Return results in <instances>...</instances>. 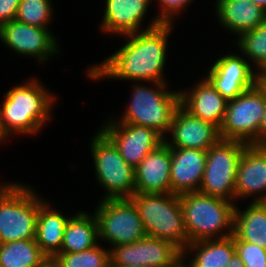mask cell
I'll use <instances>...</instances> for the list:
<instances>
[{"instance_id": "cell-1", "label": "cell", "mask_w": 266, "mask_h": 267, "mask_svg": "<svg viewBox=\"0 0 266 267\" xmlns=\"http://www.w3.org/2000/svg\"><path fill=\"white\" fill-rule=\"evenodd\" d=\"M174 24L122 36V46L100 63L90 65L87 77L93 81L107 79L134 82H167L164 71L167 62L169 36Z\"/></svg>"}, {"instance_id": "cell-2", "label": "cell", "mask_w": 266, "mask_h": 267, "mask_svg": "<svg viewBox=\"0 0 266 267\" xmlns=\"http://www.w3.org/2000/svg\"><path fill=\"white\" fill-rule=\"evenodd\" d=\"M23 82L9 89L0 103L3 124L10 136L39 134L51 120L57 99L35 77Z\"/></svg>"}, {"instance_id": "cell-3", "label": "cell", "mask_w": 266, "mask_h": 267, "mask_svg": "<svg viewBox=\"0 0 266 267\" xmlns=\"http://www.w3.org/2000/svg\"><path fill=\"white\" fill-rule=\"evenodd\" d=\"M132 85L130 100L123 115L110 118L118 123L150 127L165 138L175 110L180 105V90H170L167 82L140 81Z\"/></svg>"}, {"instance_id": "cell-4", "label": "cell", "mask_w": 266, "mask_h": 267, "mask_svg": "<svg viewBox=\"0 0 266 267\" xmlns=\"http://www.w3.org/2000/svg\"><path fill=\"white\" fill-rule=\"evenodd\" d=\"M190 243L233 235L236 203L199 191L179 195Z\"/></svg>"}, {"instance_id": "cell-5", "label": "cell", "mask_w": 266, "mask_h": 267, "mask_svg": "<svg viewBox=\"0 0 266 267\" xmlns=\"http://www.w3.org/2000/svg\"><path fill=\"white\" fill-rule=\"evenodd\" d=\"M130 199L137 207L146 235L171 242L183 253L190 242L179 195L134 193Z\"/></svg>"}, {"instance_id": "cell-6", "label": "cell", "mask_w": 266, "mask_h": 267, "mask_svg": "<svg viewBox=\"0 0 266 267\" xmlns=\"http://www.w3.org/2000/svg\"><path fill=\"white\" fill-rule=\"evenodd\" d=\"M39 194L17 182L0 184V244L35 239Z\"/></svg>"}, {"instance_id": "cell-7", "label": "cell", "mask_w": 266, "mask_h": 267, "mask_svg": "<svg viewBox=\"0 0 266 267\" xmlns=\"http://www.w3.org/2000/svg\"><path fill=\"white\" fill-rule=\"evenodd\" d=\"M89 145L95 180L105 190L101 199L130 198L135 193V168L125 162L118 148L99 128Z\"/></svg>"}, {"instance_id": "cell-8", "label": "cell", "mask_w": 266, "mask_h": 267, "mask_svg": "<svg viewBox=\"0 0 266 267\" xmlns=\"http://www.w3.org/2000/svg\"><path fill=\"white\" fill-rule=\"evenodd\" d=\"M248 144L220 139L207 150L199 192L236 202L235 180L240 157Z\"/></svg>"}, {"instance_id": "cell-9", "label": "cell", "mask_w": 266, "mask_h": 267, "mask_svg": "<svg viewBox=\"0 0 266 267\" xmlns=\"http://www.w3.org/2000/svg\"><path fill=\"white\" fill-rule=\"evenodd\" d=\"M265 104L266 90L259 82L228 101L225 117L219 128L221 139L259 145V126Z\"/></svg>"}, {"instance_id": "cell-10", "label": "cell", "mask_w": 266, "mask_h": 267, "mask_svg": "<svg viewBox=\"0 0 266 267\" xmlns=\"http://www.w3.org/2000/svg\"><path fill=\"white\" fill-rule=\"evenodd\" d=\"M94 214L99 241L115 245L130 244L146 237L137 207L130 198L101 199Z\"/></svg>"}, {"instance_id": "cell-11", "label": "cell", "mask_w": 266, "mask_h": 267, "mask_svg": "<svg viewBox=\"0 0 266 267\" xmlns=\"http://www.w3.org/2000/svg\"><path fill=\"white\" fill-rule=\"evenodd\" d=\"M0 42L15 54L38 60V64H44L51 56L56 57L62 52L49 28L27 25L16 19L0 26Z\"/></svg>"}, {"instance_id": "cell-12", "label": "cell", "mask_w": 266, "mask_h": 267, "mask_svg": "<svg viewBox=\"0 0 266 267\" xmlns=\"http://www.w3.org/2000/svg\"><path fill=\"white\" fill-rule=\"evenodd\" d=\"M109 250L110 265L175 267L182 260V252L171 242L149 236Z\"/></svg>"}, {"instance_id": "cell-13", "label": "cell", "mask_w": 266, "mask_h": 267, "mask_svg": "<svg viewBox=\"0 0 266 267\" xmlns=\"http://www.w3.org/2000/svg\"><path fill=\"white\" fill-rule=\"evenodd\" d=\"M227 53L212 62L205 77L227 100H233L259 82V73L245 56ZM254 69V70H253Z\"/></svg>"}, {"instance_id": "cell-14", "label": "cell", "mask_w": 266, "mask_h": 267, "mask_svg": "<svg viewBox=\"0 0 266 267\" xmlns=\"http://www.w3.org/2000/svg\"><path fill=\"white\" fill-rule=\"evenodd\" d=\"M100 130L118 148L121 157L136 168L147 154L164 142L155 129L129 123H118L108 118Z\"/></svg>"}, {"instance_id": "cell-15", "label": "cell", "mask_w": 266, "mask_h": 267, "mask_svg": "<svg viewBox=\"0 0 266 267\" xmlns=\"http://www.w3.org/2000/svg\"><path fill=\"white\" fill-rule=\"evenodd\" d=\"M152 0H105L100 30L111 36H124L151 29L162 24L153 17L148 26L142 29Z\"/></svg>"}, {"instance_id": "cell-16", "label": "cell", "mask_w": 266, "mask_h": 267, "mask_svg": "<svg viewBox=\"0 0 266 267\" xmlns=\"http://www.w3.org/2000/svg\"><path fill=\"white\" fill-rule=\"evenodd\" d=\"M168 135L172 138H168ZM220 139L217 126L193 116L180 104L175 110L164 142L169 147L194 148L207 151Z\"/></svg>"}, {"instance_id": "cell-17", "label": "cell", "mask_w": 266, "mask_h": 267, "mask_svg": "<svg viewBox=\"0 0 266 267\" xmlns=\"http://www.w3.org/2000/svg\"><path fill=\"white\" fill-rule=\"evenodd\" d=\"M235 197L236 205L240 198L266 202V145L244 148L237 168Z\"/></svg>"}, {"instance_id": "cell-18", "label": "cell", "mask_w": 266, "mask_h": 267, "mask_svg": "<svg viewBox=\"0 0 266 267\" xmlns=\"http://www.w3.org/2000/svg\"><path fill=\"white\" fill-rule=\"evenodd\" d=\"M171 148V193L182 195L199 190L206 165L207 151Z\"/></svg>"}, {"instance_id": "cell-19", "label": "cell", "mask_w": 266, "mask_h": 267, "mask_svg": "<svg viewBox=\"0 0 266 267\" xmlns=\"http://www.w3.org/2000/svg\"><path fill=\"white\" fill-rule=\"evenodd\" d=\"M171 148L163 142L135 168V193H171Z\"/></svg>"}, {"instance_id": "cell-20", "label": "cell", "mask_w": 266, "mask_h": 267, "mask_svg": "<svg viewBox=\"0 0 266 267\" xmlns=\"http://www.w3.org/2000/svg\"><path fill=\"white\" fill-rule=\"evenodd\" d=\"M196 81L192 89L180 90V104L193 116L221 127L228 101L206 77Z\"/></svg>"}, {"instance_id": "cell-21", "label": "cell", "mask_w": 266, "mask_h": 267, "mask_svg": "<svg viewBox=\"0 0 266 267\" xmlns=\"http://www.w3.org/2000/svg\"><path fill=\"white\" fill-rule=\"evenodd\" d=\"M216 17L221 27L238 37L266 19V12L249 0H216Z\"/></svg>"}, {"instance_id": "cell-22", "label": "cell", "mask_w": 266, "mask_h": 267, "mask_svg": "<svg viewBox=\"0 0 266 267\" xmlns=\"http://www.w3.org/2000/svg\"><path fill=\"white\" fill-rule=\"evenodd\" d=\"M41 198L39 196L35 241L51 261L60 252L65 226L71 216L53 209L49 201Z\"/></svg>"}, {"instance_id": "cell-23", "label": "cell", "mask_w": 266, "mask_h": 267, "mask_svg": "<svg viewBox=\"0 0 266 267\" xmlns=\"http://www.w3.org/2000/svg\"><path fill=\"white\" fill-rule=\"evenodd\" d=\"M235 253L233 234L227 238L189 243L182 253V260L188 267H227Z\"/></svg>"}, {"instance_id": "cell-24", "label": "cell", "mask_w": 266, "mask_h": 267, "mask_svg": "<svg viewBox=\"0 0 266 267\" xmlns=\"http://www.w3.org/2000/svg\"><path fill=\"white\" fill-rule=\"evenodd\" d=\"M99 242L98 222L94 213L78 211L69 218L59 253H74L96 246Z\"/></svg>"}, {"instance_id": "cell-25", "label": "cell", "mask_w": 266, "mask_h": 267, "mask_svg": "<svg viewBox=\"0 0 266 267\" xmlns=\"http://www.w3.org/2000/svg\"><path fill=\"white\" fill-rule=\"evenodd\" d=\"M250 202L243 211L235 206L233 234L266 249V202Z\"/></svg>"}, {"instance_id": "cell-26", "label": "cell", "mask_w": 266, "mask_h": 267, "mask_svg": "<svg viewBox=\"0 0 266 267\" xmlns=\"http://www.w3.org/2000/svg\"><path fill=\"white\" fill-rule=\"evenodd\" d=\"M49 261L35 239L0 244V267H44Z\"/></svg>"}, {"instance_id": "cell-27", "label": "cell", "mask_w": 266, "mask_h": 267, "mask_svg": "<svg viewBox=\"0 0 266 267\" xmlns=\"http://www.w3.org/2000/svg\"><path fill=\"white\" fill-rule=\"evenodd\" d=\"M235 47L253 63L260 74L266 71V19L253 30L242 33L235 38ZM257 67V68H256Z\"/></svg>"}, {"instance_id": "cell-28", "label": "cell", "mask_w": 266, "mask_h": 267, "mask_svg": "<svg viewBox=\"0 0 266 267\" xmlns=\"http://www.w3.org/2000/svg\"><path fill=\"white\" fill-rule=\"evenodd\" d=\"M102 246V247H101ZM51 262L56 267H109L110 250L98 243L84 251L74 253H58Z\"/></svg>"}, {"instance_id": "cell-29", "label": "cell", "mask_w": 266, "mask_h": 267, "mask_svg": "<svg viewBox=\"0 0 266 267\" xmlns=\"http://www.w3.org/2000/svg\"><path fill=\"white\" fill-rule=\"evenodd\" d=\"M53 6L52 0H21L15 19L27 25L49 28L54 13Z\"/></svg>"}, {"instance_id": "cell-30", "label": "cell", "mask_w": 266, "mask_h": 267, "mask_svg": "<svg viewBox=\"0 0 266 267\" xmlns=\"http://www.w3.org/2000/svg\"><path fill=\"white\" fill-rule=\"evenodd\" d=\"M234 245L236 253L245 267H266V249L253 243L242 241L235 235Z\"/></svg>"}, {"instance_id": "cell-31", "label": "cell", "mask_w": 266, "mask_h": 267, "mask_svg": "<svg viewBox=\"0 0 266 267\" xmlns=\"http://www.w3.org/2000/svg\"><path fill=\"white\" fill-rule=\"evenodd\" d=\"M153 2L155 0H152ZM160 3L159 12L156 15L157 19L162 24H175V18L181 14L193 0H156Z\"/></svg>"}, {"instance_id": "cell-32", "label": "cell", "mask_w": 266, "mask_h": 267, "mask_svg": "<svg viewBox=\"0 0 266 267\" xmlns=\"http://www.w3.org/2000/svg\"><path fill=\"white\" fill-rule=\"evenodd\" d=\"M21 0H0V26L16 18Z\"/></svg>"}, {"instance_id": "cell-33", "label": "cell", "mask_w": 266, "mask_h": 267, "mask_svg": "<svg viewBox=\"0 0 266 267\" xmlns=\"http://www.w3.org/2000/svg\"><path fill=\"white\" fill-rule=\"evenodd\" d=\"M259 145H266V104L264 107V113L259 126Z\"/></svg>"}, {"instance_id": "cell-34", "label": "cell", "mask_w": 266, "mask_h": 267, "mask_svg": "<svg viewBox=\"0 0 266 267\" xmlns=\"http://www.w3.org/2000/svg\"><path fill=\"white\" fill-rule=\"evenodd\" d=\"M11 136L7 133L4 124H3V119H2V111L0 107V145L2 143L5 144V141H7Z\"/></svg>"}, {"instance_id": "cell-35", "label": "cell", "mask_w": 266, "mask_h": 267, "mask_svg": "<svg viewBox=\"0 0 266 267\" xmlns=\"http://www.w3.org/2000/svg\"><path fill=\"white\" fill-rule=\"evenodd\" d=\"M227 267H245L244 263L241 261L240 257L235 253L231 260L229 261Z\"/></svg>"}, {"instance_id": "cell-36", "label": "cell", "mask_w": 266, "mask_h": 267, "mask_svg": "<svg viewBox=\"0 0 266 267\" xmlns=\"http://www.w3.org/2000/svg\"><path fill=\"white\" fill-rule=\"evenodd\" d=\"M266 12V0H249Z\"/></svg>"}, {"instance_id": "cell-37", "label": "cell", "mask_w": 266, "mask_h": 267, "mask_svg": "<svg viewBox=\"0 0 266 267\" xmlns=\"http://www.w3.org/2000/svg\"><path fill=\"white\" fill-rule=\"evenodd\" d=\"M259 83L266 90V71L259 74Z\"/></svg>"}, {"instance_id": "cell-38", "label": "cell", "mask_w": 266, "mask_h": 267, "mask_svg": "<svg viewBox=\"0 0 266 267\" xmlns=\"http://www.w3.org/2000/svg\"><path fill=\"white\" fill-rule=\"evenodd\" d=\"M109 267H144L139 265L129 266V265H110Z\"/></svg>"}, {"instance_id": "cell-39", "label": "cell", "mask_w": 266, "mask_h": 267, "mask_svg": "<svg viewBox=\"0 0 266 267\" xmlns=\"http://www.w3.org/2000/svg\"><path fill=\"white\" fill-rule=\"evenodd\" d=\"M175 267H188L183 260H181Z\"/></svg>"}, {"instance_id": "cell-40", "label": "cell", "mask_w": 266, "mask_h": 267, "mask_svg": "<svg viewBox=\"0 0 266 267\" xmlns=\"http://www.w3.org/2000/svg\"><path fill=\"white\" fill-rule=\"evenodd\" d=\"M44 267H56L51 261H49Z\"/></svg>"}]
</instances>
